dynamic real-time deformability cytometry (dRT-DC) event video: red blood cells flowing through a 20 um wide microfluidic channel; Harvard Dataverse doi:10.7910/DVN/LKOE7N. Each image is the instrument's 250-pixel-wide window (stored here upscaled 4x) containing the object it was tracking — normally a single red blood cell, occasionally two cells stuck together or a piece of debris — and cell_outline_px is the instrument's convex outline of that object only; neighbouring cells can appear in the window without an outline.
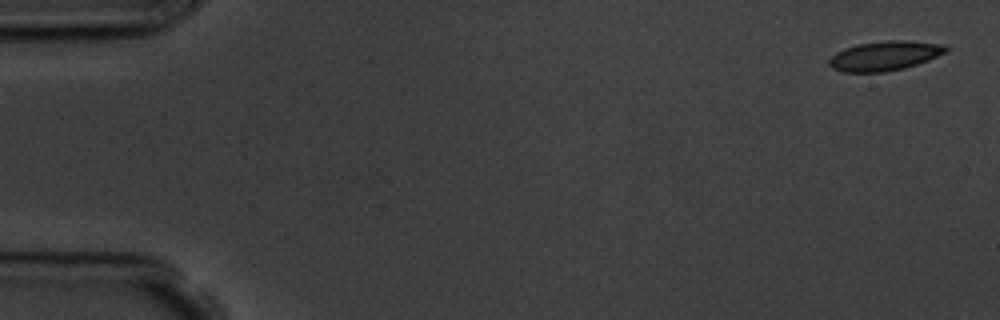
{"species": "common noctule bat (a hibernating species)", "species_latin": "Nyctalus noctula", "temperature_condition": "room temperature", "stored_images_in_passage": 5, "camera_frame_rate_fps": 3000, "um_per_image_px": 0.085, "animal": {"sex": "male", "body_mass_g": 19.5, "forearm_length_mm": 54.6}, "frame": {"image": 1, "passage_image": 1, "time_ms": 0.0, "image_size_px": [1000, 320], "cell_outline_px": [[952, 48], [948, 52], [928, 60], [904, 68], [884, 72], [844, 72], [832, 68], [828, 64], [828, 60], [836, 52], [844, 48], [856, 44], [888, 40], [908, 40], [948, 44]], "centroid_in_image_um": [75.26, 4.72], "position_along_channel_um": 9.7, "area_um2": 20.46}}
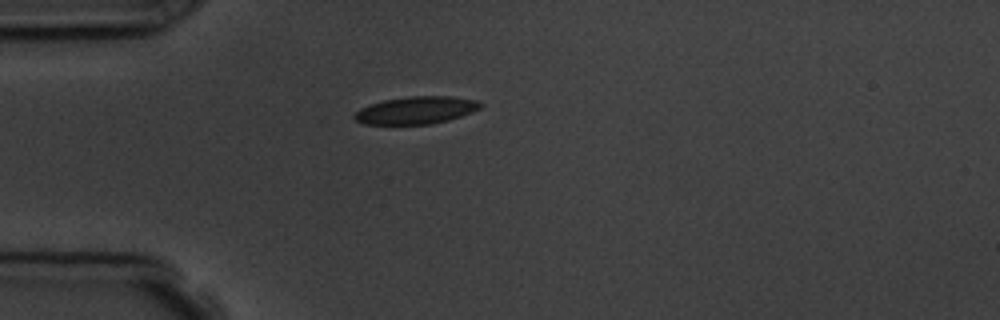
{"frame": {"image": 2, "passage_image": 4, "time_ms": 4.333, "image_size_px": [1000, 320], "cell_outline_px": [[484, 104], [480, 108], [472, 112], [448, 120], [432, 124], [364, 124], [356, 120], [352, 116], [360, 108], [384, 100], [408, 96], [452, 96], [476, 100]], "centroid_in_image_um": [35.38, 9.36], "position_along_channel_um": 49.6, "area_um2": 20.11}}